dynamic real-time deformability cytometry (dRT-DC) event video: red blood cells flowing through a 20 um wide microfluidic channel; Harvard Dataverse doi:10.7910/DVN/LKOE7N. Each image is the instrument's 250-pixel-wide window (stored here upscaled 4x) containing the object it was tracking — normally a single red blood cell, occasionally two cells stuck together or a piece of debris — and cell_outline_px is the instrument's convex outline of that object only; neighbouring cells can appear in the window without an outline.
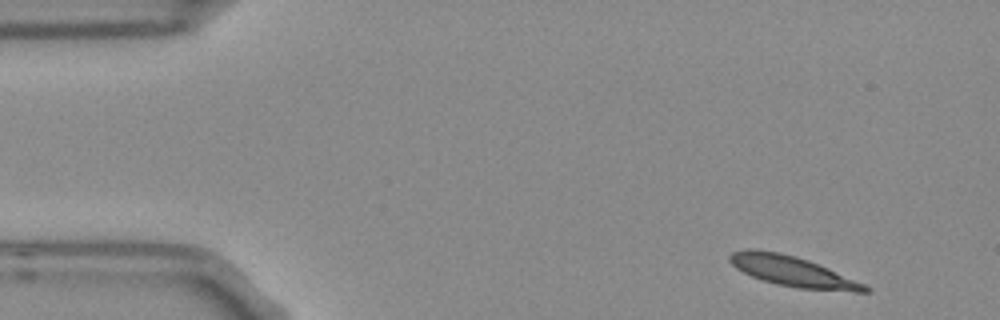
{"species": "Egyptian fruit bat (a non-hibernating species)", "species_latin": "Rousettus aegyptiacus", "temperature_condition": "room temperature", "stored_images_in_passage": 4, "segment_of_instrument_passage": [1, 2], "camera_frame_rate_fps": 3000, "um_per_image_px": 0.085, "frame": {"image": 1, "passage_image": 1, "time_ms": 0.0, "image_size_px": [1000, 320], "cell_outline_px": [[872, 292], [852, 292], [796, 288], [776, 284], [752, 276], [736, 268], [728, 260], [728, 256], [732, 252], [748, 248], [756, 248], [780, 252], [796, 256], [808, 260], [828, 268], [864, 284], [872, 288]], "centroid_in_image_um": [67.37, 23.06], "position_along_channel_um": 17.6, "area_um2": 23.99}}